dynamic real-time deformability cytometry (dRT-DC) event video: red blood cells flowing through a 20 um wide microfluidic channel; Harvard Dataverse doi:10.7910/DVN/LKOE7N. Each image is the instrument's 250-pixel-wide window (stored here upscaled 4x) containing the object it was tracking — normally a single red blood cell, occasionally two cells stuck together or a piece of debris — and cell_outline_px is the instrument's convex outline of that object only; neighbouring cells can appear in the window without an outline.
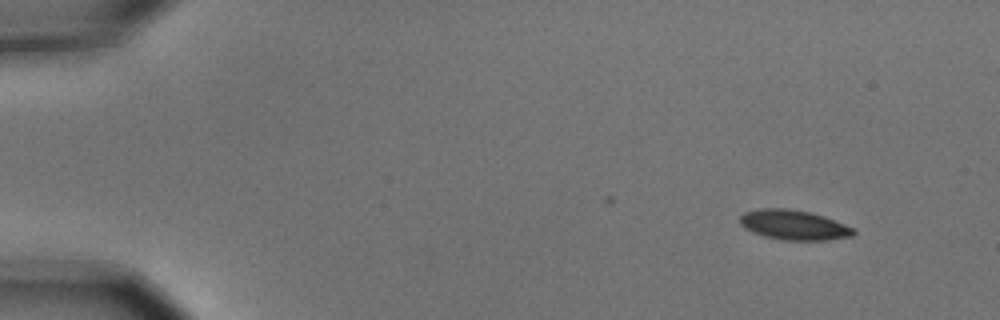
{"species": "common noctule bat (a hibernating species)", "species_latin": "Nyctalus noctula", "temperature_condition": "cold", "stored_images_in_passage": 6, "camera_frame_rate_fps": 3000, "um_per_image_px": 0.085, "animal": {"sex": "male", "body_mass_g": 15.6}, "frame": {"image": 1, "passage_image": 1, "time_ms": 0.0, "image_size_px": [1000, 320], "cell_outline_px": [[856, 232], [852, 236], [824, 240], [780, 240], [764, 236], [752, 232], [744, 228], [740, 224], [740, 216], [744, 212], [760, 208], [788, 208], [808, 212], [824, 216], [856, 228]], "centroid_in_image_um": [67.47, 19.12], "position_along_channel_um": 17.5, "area_um2": 19.88}}
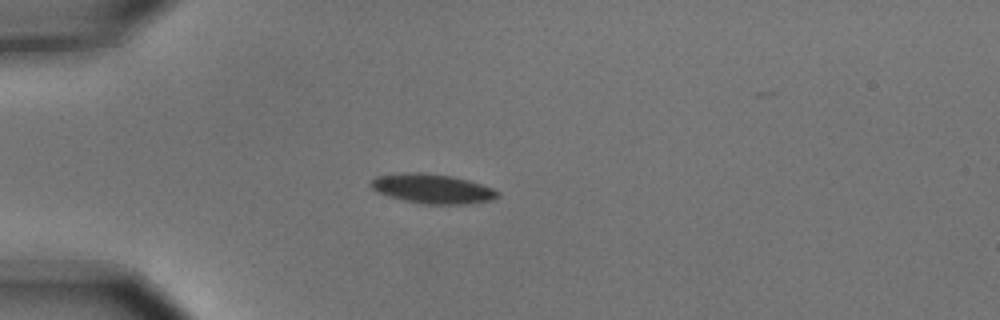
{"frame": {"image": 2, "passage_image": 4, "time_ms": 1.0, "image_size_px": [1000, 320], "cell_outline_px": [[500, 196], [492, 200], [472, 204], [424, 204], [404, 200], [388, 196], [376, 192], [368, 184], [376, 176], [404, 172], [420, 172], [452, 176], [468, 180], [492, 188], [500, 192]], "centroid_in_image_um": [36.75, 16.04], "position_along_channel_um": 48.3, "area_um2": 21.96}}
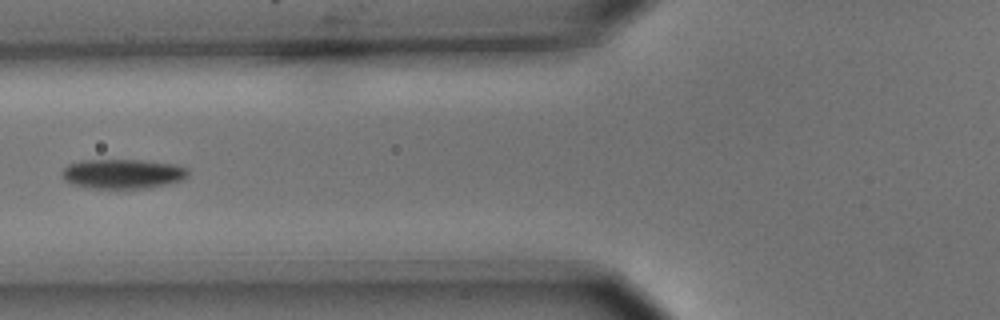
{"frame": {"image": 3, "passage_image": 6, "time_ms": 1.667, "image_size_px": [1000, 320], "cell_outline_px": [[188, 176], [180, 180], [148, 188], [88, 188], [72, 184], [64, 180], [60, 172], [68, 164], [80, 160], [140, 160], [176, 164], [188, 168]], "centroid_in_image_um": [10.39, 14.77], "position_along_channel_um": 115.4, "area_um2": 21.79}}